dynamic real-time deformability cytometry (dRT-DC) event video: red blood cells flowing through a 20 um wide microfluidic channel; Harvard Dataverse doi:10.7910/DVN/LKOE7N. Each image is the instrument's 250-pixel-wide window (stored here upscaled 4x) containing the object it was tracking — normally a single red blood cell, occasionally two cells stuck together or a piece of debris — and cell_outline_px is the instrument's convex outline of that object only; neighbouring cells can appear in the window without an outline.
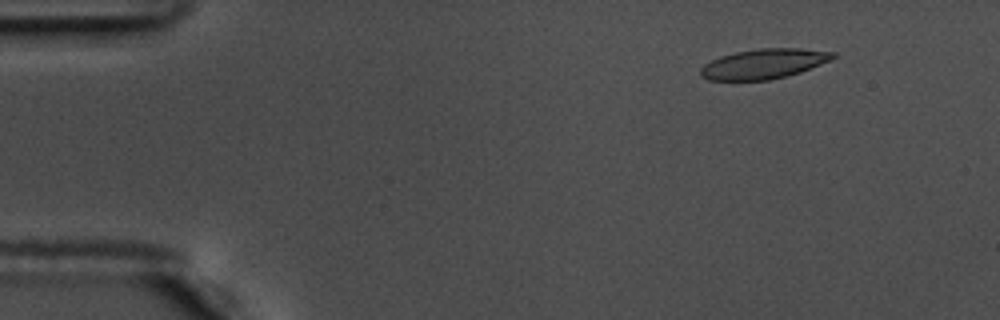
{"species": "common noctule bat (a hibernating species)", "species_latin": "Nyctalus noctula", "temperature_condition": "warm", "stored_images_in_passage": 16, "camera_frame_rate_fps": 3000, "um_per_image_px": 0.085, "animal": {"sex": "male", "body_mass_g": 17.5, "forearm_length_mm": 52.3}, "frame": {"image": 1, "passage_image": 7, "time_ms": 2.0, "image_size_px": [1000, 320], "cell_outline_px": [[836, 56], [828, 60], [800, 72], [788, 76], [768, 80], [708, 80], [700, 76], [700, 68], [704, 64], [720, 56], [736, 52], [760, 48], [800, 48], [836, 52]], "centroid_in_image_um": [64.88, 5.42], "position_along_channel_um": 20.1, "area_um2": 22.95}}